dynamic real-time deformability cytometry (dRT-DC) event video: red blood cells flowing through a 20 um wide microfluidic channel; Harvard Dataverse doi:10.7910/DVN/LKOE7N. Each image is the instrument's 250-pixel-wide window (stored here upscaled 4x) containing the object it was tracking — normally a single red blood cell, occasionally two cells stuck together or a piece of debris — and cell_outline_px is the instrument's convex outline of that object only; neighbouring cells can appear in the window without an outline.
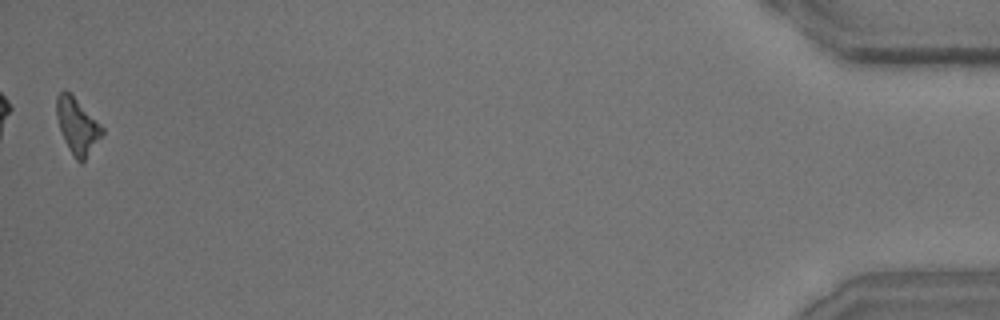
{"species": "common noctule bat (a hibernating species)", "species_latin": "Nyctalus noctula", "temperature_condition": "room temperature", "stored_images_in_passage": 39, "camera_frame_rate_fps": 3000, "um_per_image_px": 0.085, "animal": {"sex": "male", "body_mass_g": 15.6}, "frame": {"image": 1, "passage_image": 39, "time_ms": 12.667, "image_size_px": [1000, 320], "cell_outline_px": [[104, 132], [84, 160], [80, 164], [72, 156], [64, 140], [56, 116], [56, 96], [64, 88], [104, 128]], "centroid_in_image_um": [6.54, 10.72], "position_along_channel_um": 428.7, "area_um2": 14.45}, "authors_computed_cell_mechanics": {"area_um2": 15.895, "velocity_mm_per_s": 3.642, "shape_relaxation_time_tau1_ms": 4.5025, "shape_relaxation_time_tau2_ms": null, "deformation_change_tau1": 0.1642, "deformation_change_tau2": null}}